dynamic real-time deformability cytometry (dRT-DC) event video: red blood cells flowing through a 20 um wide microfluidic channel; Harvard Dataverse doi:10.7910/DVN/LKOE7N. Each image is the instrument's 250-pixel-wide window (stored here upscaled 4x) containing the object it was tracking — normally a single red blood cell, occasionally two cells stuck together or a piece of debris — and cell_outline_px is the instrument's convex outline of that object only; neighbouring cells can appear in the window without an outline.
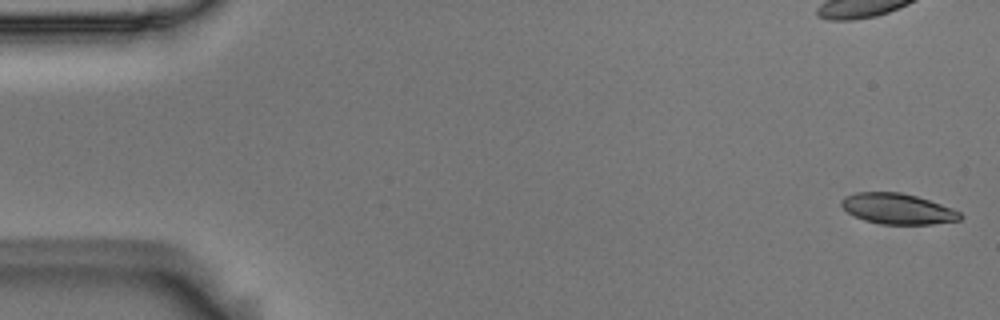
{"species": "Egyptian fruit bat (a non-hibernating species)", "species_latin": "Rousettus aegyptiacus", "temperature_condition": "room temperature", "stored_images_in_passage": 5, "camera_frame_rate_fps": 3000, "um_per_image_px": 0.085, "animal": {"sex": "male"}, "frame": {"image": 1, "passage_image": 1, "time_ms": 0.0, "image_size_px": [1000, 320], "cell_outline_px": [[964, 216], [960, 220], [932, 224], [880, 224], [864, 220], [848, 212], [840, 204], [840, 200], [844, 196], [856, 192], [900, 192], [916, 196], [952, 208], [960, 212]], "centroid_in_image_um": [76.29, 17.74], "position_along_channel_um": 8.7, "area_um2": 21.15}}